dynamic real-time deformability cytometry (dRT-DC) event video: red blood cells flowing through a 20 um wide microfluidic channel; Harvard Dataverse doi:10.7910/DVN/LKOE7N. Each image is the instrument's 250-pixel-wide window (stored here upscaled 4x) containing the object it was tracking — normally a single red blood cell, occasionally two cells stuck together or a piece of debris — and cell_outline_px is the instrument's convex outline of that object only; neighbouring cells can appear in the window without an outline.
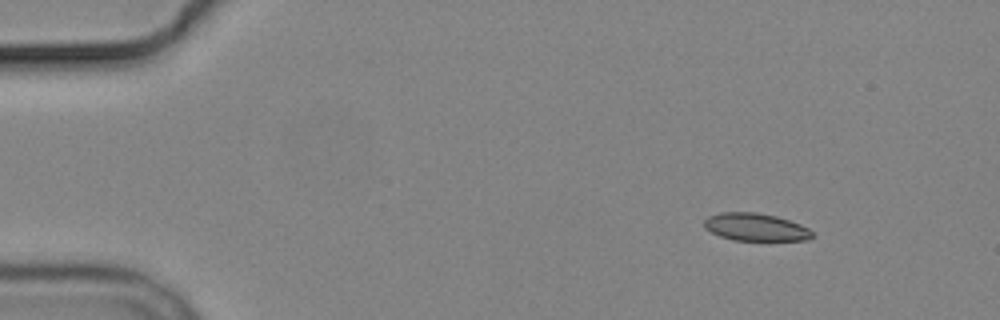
{"species": "common noctule bat (a hibernating species)", "species_latin": "Nyctalus noctula", "temperature_condition": "cold", "stored_images_in_passage": 6, "camera_frame_rate_fps": 3000, "um_per_image_px": 0.085, "animal": {"sex": "male", "body_mass_g": 19.2, "forearm_length_mm": 51.8}, "frame": {"image": 1, "passage_image": 2, "time_ms": 2.0, "image_size_px": [1000, 320], "cell_outline_px": [[812, 236], [808, 240], [732, 240], [720, 236], [704, 228], [704, 220], [708, 216], [720, 212], [756, 212], [776, 216], [800, 224], [808, 228], [812, 232]], "centroid_in_image_um": [64.19, 19.3], "position_along_channel_um": 20.8, "area_um2": 17.34}}
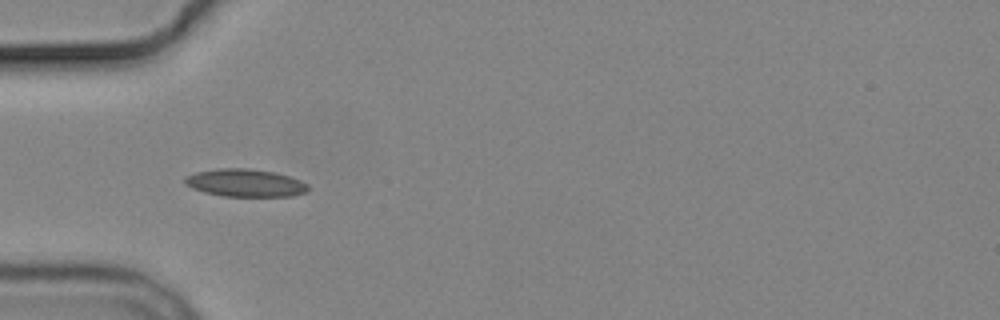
{"frame": {"image": 2, "passage_image": 5, "time_ms": 5.667, "image_size_px": [1000, 320], "cell_outline_px": [[308, 192], [292, 196], [224, 196], [204, 192], [192, 188], [184, 184], [184, 176], [196, 172], [220, 168], [248, 168], [276, 172], [300, 180], [308, 184]], "centroid_in_image_um": [20.84, 15.54], "position_along_channel_um": 64.2, "area_um2": 20.0}}
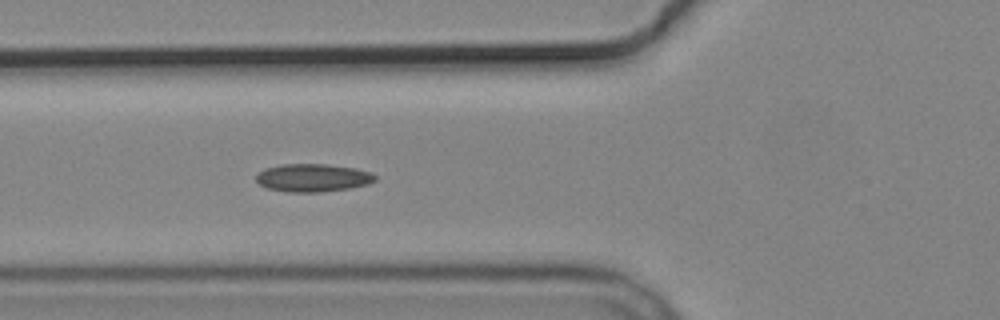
{"frame": {"image": 3, "passage_image": 6, "time_ms": 6.667, "image_size_px": [1000, 320], "cell_outline_px": [[376, 180], [368, 184], [348, 188], [320, 192], [288, 192], [268, 188], [260, 184], [256, 180], [256, 176], [264, 168], [280, 164], [324, 164], [356, 168], [368, 172], [376, 176]], "centroid_in_image_um": [26.57, 15.1], "position_along_channel_um": 99.2, "area_um2": 19.25}}